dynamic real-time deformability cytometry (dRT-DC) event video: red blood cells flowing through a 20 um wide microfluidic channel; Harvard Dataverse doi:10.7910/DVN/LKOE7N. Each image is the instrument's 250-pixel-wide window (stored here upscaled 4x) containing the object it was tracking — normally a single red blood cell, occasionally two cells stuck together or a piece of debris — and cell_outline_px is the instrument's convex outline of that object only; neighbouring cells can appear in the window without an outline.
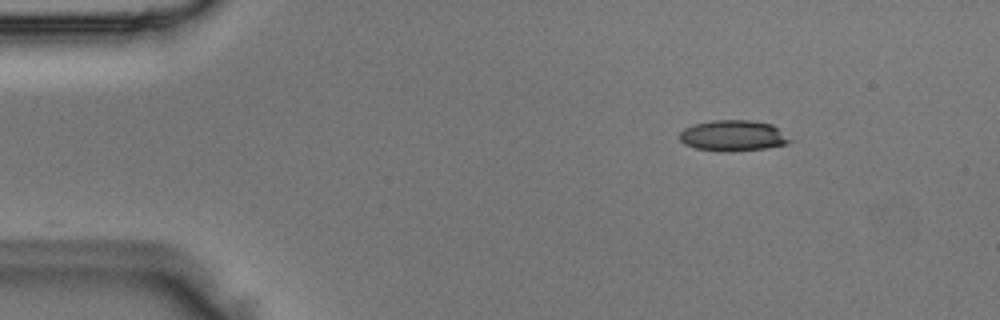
{"species": "Egyptian fruit bat (a non-hibernating species)", "species_latin": "Rousettus aegyptiacus", "temperature_condition": "room temperature", "stored_images_in_passage": 3, "camera_frame_rate_fps": 3000, "um_per_image_px": 0.085, "animal": {"sex": "male"}, "frame": {"image": 1, "passage_image": 1, "time_ms": 0.0, "image_size_px": [1000, 320], "cell_outline_px": [[792, 140], [788, 144], [764, 148], [728, 152], [724, 152], [696, 148], [684, 144], [680, 140], [680, 132], [684, 128], [692, 124], [712, 120], [752, 120], [772, 124]], "centroid_in_image_um": [62.29, 11.53], "position_along_channel_um": 22.7, "area_um2": 19.88}}